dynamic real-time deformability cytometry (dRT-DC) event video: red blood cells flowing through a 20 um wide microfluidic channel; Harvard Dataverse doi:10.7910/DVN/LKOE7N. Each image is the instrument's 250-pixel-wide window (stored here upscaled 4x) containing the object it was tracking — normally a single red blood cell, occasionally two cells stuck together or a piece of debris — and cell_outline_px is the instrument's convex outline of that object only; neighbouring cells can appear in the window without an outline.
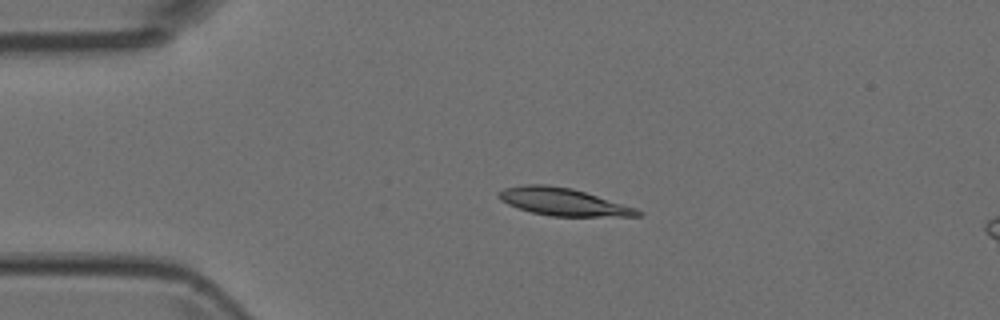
{"species": "Egyptian fruit bat (a non-hibernating species)", "species_latin": "Rousettus aegyptiacus", "temperature_condition": "room temperature", "stored_images_in_passage": 6, "camera_frame_rate_fps": 3000, "um_per_image_px": 0.085, "animal": {"sex": "female"}, "frame": {"image": 1, "passage_image": 4, "time_ms": 1.0, "image_size_px": [1000, 320], "cell_outline_px": [[644, 212], [640, 216], [552, 216], [532, 212], [508, 204], [500, 200], [496, 196], [496, 192], [504, 188], [524, 184], [548, 184], [572, 188], [636, 208]], "centroid_in_image_um": [47.83, 17.14], "position_along_channel_um": 37.2, "area_um2": 22.2}}